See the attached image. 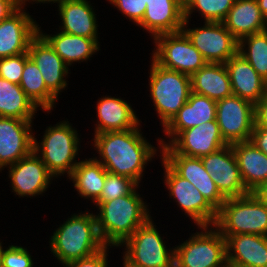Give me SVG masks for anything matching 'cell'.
<instances>
[{"instance_id":"6da1fadb","label":"cell","mask_w":267,"mask_h":267,"mask_svg":"<svg viewBox=\"0 0 267 267\" xmlns=\"http://www.w3.org/2000/svg\"><path fill=\"white\" fill-rule=\"evenodd\" d=\"M140 126L125 131L94 134L92 143L99 154L98 158H94L108 173L129 177L138 185L146 165L157 156L158 151L143 136Z\"/></svg>"},{"instance_id":"7a4b0ae2","label":"cell","mask_w":267,"mask_h":267,"mask_svg":"<svg viewBox=\"0 0 267 267\" xmlns=\"http://www.w3.org/2000/svg\"><path fill=\"white\" fill-rule=\"evenodd\" d=\"M138 187L128 195L103 202L97 207L98 233L106 246L119 247L152 217L149 205L137 191Z\"/></svg>"},{"instance_id":"3957f363","label":"cell","mask_w":267,"mask_h":267,"mask_svg":"<svg viewBox=\"0 0 267 267\" xmlns=\"http://www.w3.org/2000/svg\"><path fill=\"white\" fill-rule=\"evenodd\" d=\"M49 243L51 253L62 265L89 257L106 246L98 233L96 215L88 211L74 213L59 225Z\"/></svg>"},{"instance_id":"277c9868","label":"cell","mask_w":267,"mask_h":267,"mask_svg":"<svg viewBox=\"0 0 267 267\" xmlns=\"http://www.w3.org/2000/svg\"><path fill=\"white\" fill-rule=\"evenodd\" d=\"M38 143L34 135L33 151L40 157L48 171L55 177H69L78 164L75 160L81 148L78 131L68 120L48 126ZM80 146V148H79Z\"/></svg>"},{"instance_id":"5b68a950","label":"cell","mask_w":267,"mask_h":267,"mask_svg":"<svg viewBox=\"0 0 267 267\" xmlns=\"http://www.w3.org/2000/svg\"><path fill=\"white\" fill-rule=\"evenodd\" d=\"M213 226L225 239L238 234L267 236V206L254 192L227 198L217 211Z\"/></svg>"},{"instance_id":"8992f818","label":"cell","mask_w":267,"mask_h":267,"mask_svg":"<svg viewBox=\"0 0 267 267\" xmlns=\"http://www.w3.org/2000/svg\"><path fill=\"white\" fill-rule=\"evenodd\" d=\"M150 67V97L164 128L188 101L191 78L181 72L163 68L153 59Z\"/></svg>"},{"instance_id":"52a82bcc","label":"cell","mask_w":267,"mask_h":267,"mask_svg":"<svg viewBox=\"0 0 267 267\" xmlns=\"http://www.w3.org/2000/svg\"><path fill=\"white\" fill-rule=\"evenodd\" d=\"M198 229L174 247V267H228L225 237L214 226Z\"/></svg>"},{"instance_id":"ba28073f","label":"cell","mask_w":267,"mask_h":267,"mask_svg":"<svg viewBox=\"0 0 267 267\" xmlns=\"http://www.w3.org/2000/svg\"><path fill=\"white\" fill-rule=\"evenodd\" d=\"M152 217L120 246L123 259L134 267H174L175 249L167 248Z\"/></svg>"},{"instance_id":"9c48e42d","label":"cell","mask_w":267,"mask_h":267,"mask_svg":"<svg viewBox=\"0 0 267 267\" xmlns=\"http://www.w3.org/2000/svg\"><path fill=\"white\" fill-rule=\"evenodd\" d=\"M153 43L151 59L163 68L191 76L207 64L183 31L158 35Z\"/></svg>"},{"instance_id":"30bf717a","label":"cell","mask_w":267,"mask_h":267,"mask_svg":"<svg viewBox=\"0 0 267 267\" xmlns=\"http://www.w3.org/2000/svg\"><path fill=\"white\" fill-rule=\"evenodd\" d=\"M160 159L164 168V183L171 199L175 200L177 206L196 226H213L217 211L190 181L179 176L162 158Z\"/></svg>"},{"instance_id":"8fae6325","label":"cell","mask_w":267,"mask_h":267,"mask_svg":"<svg viewBox=\"0 0 267 267\" xmlns=\"http://www.w3.org/2000/svg\"><path fill=\"white\" fill-rule=\"evenodd\" d=\"M184 20L182 31L207 63H226L238 53L239 41L226 29L222 22H205L201 27L188 28Z\"/></svg>"},{"instance_id":"7c38bea8","label":"cell","mask_w":267,"mask_h":267,"mask_svg":"<svg viewBox=\"0 0 267 267\" xmlns=\"http://www.w3.org/2000/svg\"><path fill=\"white\" fill-rule=\"evenodd\" d=\"M216 121L228 145L250 141L255 125V105L239 96L225 97L216 102Z\"/></svg>"},{"instance_id":"4fadbf2b","label":"cell","mask_w":267,"mask_h":267,"mask_svg":"<svg viewBox=\"0 0 267 267\" xmlns=\"http://www.w3.org/2000/svg\"><path fill=\"white\" fill-rule=\"evenodd\" d=\"M227 145L217 121L213 120L181 131L168 145L161 146L159 152L201 158Z\"/></svg>"},{"instance_id":"5bb4252c","label":"cell","mask_w":267,"mask_h":267,"mask_svg":"<svg viewBox=\"0 0 267 267\" xmlns=\"http://www.w3.org/2000/svg\"><path fill=\"white\" fill-rule=\"evenodd\" d=\"M7 168L10 188L19 197L43 195L55 179L34 151Z\"/></svg>"},{"instance_id":"9a60e30c","label":"cell","mask_w":267,"mask_h":267,"mask_svg":"<svg viewBox=\"0 0 267 267\" xmlns=\"http://www.w3.org/2000/svg\"><path fill=\"white\" fill-rule=\"evenodd\" d=\"M206 171L220 193L227 199L250 193L243 184L238 162L231 145L201 157Z\"/></svg>"},{"instance_id":"2e32d148","label":"cell","mask_w":267,"mask_h":267,"mask_svg":"<svg viewBox=\"0 0 267 267\" xmlns=\"http://www.w3.org/2000/svg\"><path fill=\"white\" fill-rule=\"evenodd\" d=\"M33 121L0 117V171L33 151Z\"/></svg>"},{"instance_id":"e0dca14e","label":"cell","mask_w":267,"mask_h":267,"mask_svg":"<svg viewBox=\"0 0 267 267\" xmlns=\"http://www.w3.org/2000/svg\"><path fill=\"white\" fill-rule=\"evenodd\" d=\"M36 20L22 4L8 18L0 22V58L28 53L30 41L38 34Z\"/></svg>"},{"instance_id":"ac0fdd59","label":"cell","mask_w":267,"mask_h":267,"mask_svg":"<svg viewBox=\"0 0 267 267\" xmlns=\"http://www.w3.org/2000/svg\"><path fill=\"white\" fill-rule=\"evenodd\" d=\"M28 54L39 68L47 89L58 99L68 85L69 66L39 33L30 41Z\"/></svg>"},{"instance_id":"d6986e66","label":"cell","mask_w":267,"mask_h":267,"mask_svg":"<svg viewBox=\"0 0 267 267\" xmlns=\"http://www.w3.org/2000/svg\"><path fill=\"white\" fill-rule=\"evenodd\" d=\"M160 157L179 176L190 181L216 211L221 208L226 198L216 187L201 158L180 154H161Z\"/></svg>"},{"instance_id":"ffe728a7","label":"cell","mask_w":267,"mask_h":267,"mask_svg":"<svg viewBox=\"0 0 267 267\" xmlns=\"http://www.w3.org/2000/svg\"><path fill=\"white\" fill-rule=\"evenodd\" d=\"M213 120H216V101L191 92L188 101L163 128V132L169 140L166 142L164 138L157 139L158 148L168 145L181 131Z\"/></svg>"},{"instance_id":"44dd1931","label":"cell","mask_w":267,"mask_h":267,"mask_svg":"<svg viewBox=\"0 0 267 267\" xmlns=\"http://www.w3.org/2000/svg\"><path fill=\"white\" fill-rule=\"evenodd\" d=\"M146 4L143 19L136 26L150 33L152 39L182 31L185 20L183 0H146Z\"/></svg>"},{"instance_id":"7402d4cb","label":"cell","mask_w":267,"mask_h":267,"mask_svg":"<svg viewBox=\"0 0 267 267\" xmlns=\"http://www.w3.org/2000/svg\"><path fill=\"white\" fill-rule=\"evenodd\" d=\"M226 251L228 267H267V236L230 235Z\"/></svg>"},{"instance_id":"603a6c76","label":"cell","mask_w":267,"mask_h":267,"mask_svg":"<svg viewBox=\"0 0 267 267\" xmlns=\"http://www.w3.org/2000/svg\"><path fill=\"white\" fill-rule=\"evenodd\" d=\"M225 66L228 70L232 93L256 104L267 92V81L239 53L231 57Z\"/></svg>"},{"instance_id":"cb8c5ba5","label":"cell","mask_w":267,"mask_h":267,"mask_svg":"<svg viewBox=\"0 0 267 267\" xmlns=\"http://www.w3.org/2000/svg\"><path fill=\"white\" fill-rule=\"evenodd\" d=\"M88 0H67L57 6L61 20V32L94 39L98 44V28L95 8Z\"/></svg>"},{"instance_id":"d4e9b609","label":"cell","mask_w":267,"mask_h":267,"mask_svg":"<svg viewBox=\"0 0 267 267\" xmlns=\"http://www.w3.org/2000/svg\"><path fill=\"white\" fill-rule=\"evenodd\" d=\"M96 109L98 120L94 125V134L137 128L141 122L132 105L121 97L105 95L97 101Z\"/></svg>"},{"instance_id":"484cf974","label":"cell","mask_w":267,"mask_h":267,"mask_svg":"<svg viewBox=\"0 0 267 267\" xmlns=\"http://www.w3.org/2000/svg\"><path fill=\"white\" fill-rule=\"evenodd\" d=\"M222 23L238 41L267 30V20L256 0H236Z\"/></svg>"},{"instance_id":"4316f807","label":"cell","mask_w":267,"mask_h":267,"mask_svg":"<svg viewBox=\"0 0 267 267\" xmlns=\"http://www.w3.org/2000/svg\"><path fill=\"white\" fill-rule=\"evenodd\" d=\"M235 153L240 175L249 192H254L267 181V155L251 141L231 144Z\"/></svg>"},{"instance_id":"83f0119b","label":"cell","mask_w":267,"mask_h":267,"mask_svg":"<svg viewBox=\"0 0 267 267\" xmlns=\"http://www.w3.org/2000/svg\"><path fill=\"white\" fill-rule=\"evenodd\" d=\"M40 28L38 27V33L68 66H71L75 62H87L93 54L101 50L100 44L92 38L72 35L61 32L60 30L56 34L49 35L43 33V30Z\"/></svg>"},{"instance_id":"f1b7e54d","label":"cell","mask_w":267,"mask_h":267,"mask_svg":"<svg viewBox=\"0 0 267 267\" xmlns=\"http://www.w3.org/2000/svg\"><path fill=\"white\" fill-rule=\"evenodd\" d=\"M190 78L191 92L207 96L216 102L233 95L229 73L224 63H207Z\"/></svg>"},{"instance_id":"f546056e","label":"cell","mask_w":267,"mask_h":267,"mask_svg":"<svg viewBox=\"0 0 267 267\" xmlns=\"http://www.w3.org/2000/svg\"><path fill=\"white\" fill-rule=\"evenodd\" d=\"M105 178L106 169L93 157L79 161L67 179L71 180L79 196L95 203L101 195Z\"/></svg>"},{"instance_id":"4dcf8cb0","label":"cell","mask_w":267,"mask_h":267,"mask_svg":"<svg viewBox=\"0 0 267 267\" xmlns=\"http://www.w3.org/2000/svg\"><path fill=\"white\" fill-rule=\"evenodd\" d=\"M38 109L20 85L0 77V117L33 120Z\"/></svg>"},{"instance_id":"1f68e13d","label":"cell","mask_w":267,"mask_h":267,"mask_svg":"<svg viewBox=\"0 0 267 267\" xmlns=\"http://www.w3.org/2000/svg\"><path fill=\"white\" fill-rule=\"evenodd\" d=\"M19 85L38 108L51 113L58 99L47 89L39 68L30 57L25 61Z\"/></svg>"},{"instance_id":"d6a6232c","label":"cell","mask_w":267,"mask_h":267,"mask_svg":"<svg viewBox=\"0 0 267 267\" xmlns=\"http://www.w3.org/2000/svg\"><path fill=\"white\" fill-rule=\"evenodd\" d=\"M238 53L267 81V30L242 38Z\"/></svg>"},{"instance_id":"836d02e7","label":"cell","mask_w":267,"mask_h":267,"mask_svg":"<svg viewBox=\"0 0 267 267\" xmlns=\"http://www.w3.org/2000/svg\"><path fill=\"white\" fill-rule=\"evenodd\" d=\"M236 0H183L184 19L198 11L205 22H223Z\"/></svg>"},{"instance_id":"e575fe53","label":"cell","mask_w":267,"mask_h":267,"mask_svg":"<svg viewBox=\"0 0 267 267\" xmlns=\"http://www.w3.org/2000/svg\"><path fill=\"white\" fill-rule=\"evenodd\" d=\"M138 184L129 177L115 175L106 171V178L99 199L94 203L98 207L101 203L130 194Z\"/></svg>"},{"instance_id":"d590c367","label":"cell","mask_w":267,"mask_h":267,"mask_svg":"<svg viewBox=\"0 0 267 267\" xmlns=\"http://www.w3.org/2000/svg\"><path fill=\"white\" fill-rule=\"evenodd\" d=\"M2 267H33V260L27 248L9 245L3 248L1 241Z\"/></svg>"},{"instance_id":"8d00e7d4","label":"cell","mask_w":267,"mask_h":267,"mask_svg":"<svg viewBox=\"0 0 267 267\" xmlns=\"http://www.w3.org/2000/svg\"><path fill=\"white\" fill-rule=\"evenodd\" d=\"M28 58V53L0 58V77L19 85L25 61Z\"/></svg>"},{"instance_id":"74e56055","label":"cell","mask_w":267,"mask_h":267,"mask_svg":"<svg viewBox=\"0 0 267 267\" xmlns=\"http://www.w3.org/2000/svg\"><path fill=\"white\" fill-rule=\"evenodd\" d=\"M116 7L124 17L136 25L143 19L146 10V0H107Z\"/></svg>"},{"instance_id":"f35d334b","label":"cell","mask_w":267,"mask_h":267,"mask_svg":"<svg viewBox=\"0 0 267 267\" xmlns=\"http://www.w3.org/2000/svg\"><path fill=\"white\" fill-rule=\"evenodd\" d=\"M113 246H105L97 253L78 260H74L64 264V267H108V253L109 248Z\"/></svg>"},{"instance_id":"ab89813d","label":"cell","mask_w":267,"mask_h":267,"mask_svg":"<svg viewBox=\"0 0 267 267\" xmlns=\"http://www.w3.org/2000/svg\"><path fill=\"white\" fill-rule=\"evenodd\" d=\"M250 141L267 155V128L254 125Z\"/></svg>"},{"instance_id":"60d3db41","label":"cell","mask_w":267,"mask_h":267,"mask_svg":"<svg viewBox=\"0 0 267 267\" xmlns=\"http://www.w3.org/2000/svg\"><path fill=\"white\" fill-rule=\"evenodd\" d=\"M255 124L258 127L267 128V92L255 104Z\"/></svg>"},{"instance_id":"b9f144b4","label":"cell","mask_w":267,"mask_h":267,"mask_svg":"<svg viewBox=\"0 0 267 267\" xmlns=\"http://www.w3.org/2000/svg\"><path fill=\"white\" fill-rule=\"evenodd\" d=\"M21 5V0H0V22L8 18Z\"/></svg>"},{"instance_id":"7bdbcfd3","label":"cell","mask_w":267,"mask_h":267,"mask_svg":"<svg viewBox=\"0 0 267 267\" xmlns=\"http://www.w3.org/2000/svg\"><path fill=\"white\" fill-rule=\"evenodd\" d=\"M254 193L267 206V181L258 187Z\"/></svg>"},{"instance_id":"ee69618b","label":"cell","mask_w":267,"mask_h":267,"mask_svg":"<svg viewBox=\"0 0 267 267\" xmlns=\"http://www.w3.org/2000/svg\"><path fill=\"white\" fill-rule=\"evenodd\" d=\"M27 1L29 2V3H34L35 2V4L37 3H43V4H45V3H51V4H54V3H57V6H59L60 4H62V3H64L65 1H67V0H23L22 1V4L24 5V6H26V3H27ZM33 1V2H32Z\"/></svg>"},{"instance_id":"f6af8a7d","label":"cell","mask_w":267,"mask_h":267,"mask_svg":"<svg viewBox=\"0 0 267 267\" xmlns=\"http://www.w3.org/2000/svg\"><path fill=\"white\" fill-rule=\"evenodd\" d=\"M258 3V7L261 10L262 15L267 20V0H256Z\"/></svg>"},{"instance_id":"bcb514c9","label":"cell","mask_w":267,"mask_h":267,"mask_svg":"<svg viewBox=\"0 0 267 267\" xmlns=\"http://www.w3.org/2000/svg\"><path fill=\"white\" fill-rule=\"evenodd\" d=\"M122 261H123V267H134V266L128 264L124 259H122Z\"/></svg>"},{"instance_id":"7dc6e473","label":"cell","mask_w":267,"mask_h":267,"mask_svg":"<svg viewBox=\"0 0 267 267\" xmlns=\"http://www.w3.org/2000/svg\"><path fill=\"white\" fill-rule=\"evenodd\" d=\"M0 267H2V257H1V241H0Z\"/></svg>"}]
</instances>
